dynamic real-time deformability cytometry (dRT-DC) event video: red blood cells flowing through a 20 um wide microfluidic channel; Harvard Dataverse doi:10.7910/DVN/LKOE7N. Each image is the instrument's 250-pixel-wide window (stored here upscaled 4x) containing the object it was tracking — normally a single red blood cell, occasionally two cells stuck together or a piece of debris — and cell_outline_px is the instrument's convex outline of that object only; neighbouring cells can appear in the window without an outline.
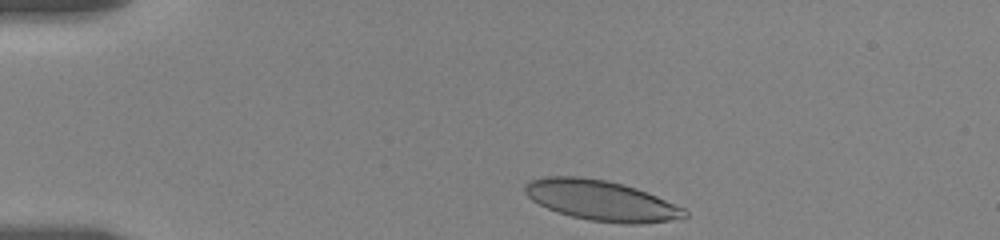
{"species": "human", "species_latin": "Homo sapiens", "temperature_condition": "room temperature", "stored_images_in_passage": 41, "camera_frame_rate_fps": 3000, "um_per_image_px": 0.085, "donor": {"sex": "female"}, "frame": {"image": 1, "passage_image": 1, "time_ms": 0.0, "image_size_px": [1000, 240], "cell_outline_px": [[688, 216], [668, 220], [640, 224], [624, 224], [588, 220], [556, 212], [532, 200], [524, 192], [524, 184], [528, 180], [544, 176], [580, 176], [608, 180], [636, 188], [656, 196], [684, 208], [688, 212]], "centroid_in_image_um": [51.05, 17.03], "position_along_channel_um": 33.9, "area_um2": 37.51}}
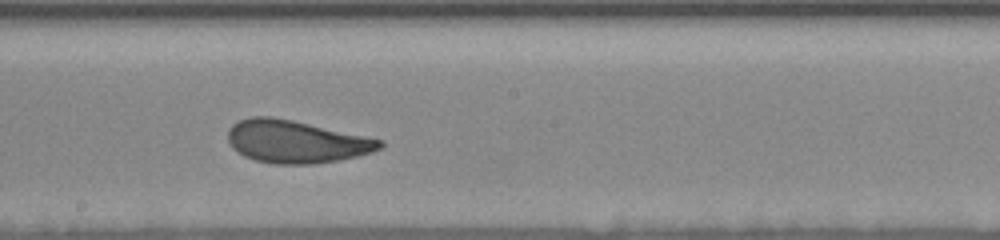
{"frame": {"image": 2, "passage_image": 25, "time_ms": 7.0, "image_size_px": [1000, 240], "cell_outline_px": [[384, 144], [380, 148], [372, 152], [356, 156], [336, 160], [312, 164], [276, 164], [256, 160], [244, 156], [232, 148], [228, 140], [228, 128], [232, 124], [240, 120], [252, 116], [272, 116], [292, 120], [384, 140]], "centroid_in_image_um": [25.14, 12.03], "position_along_channel_um": 223.1, "area_um2": 37.57}}
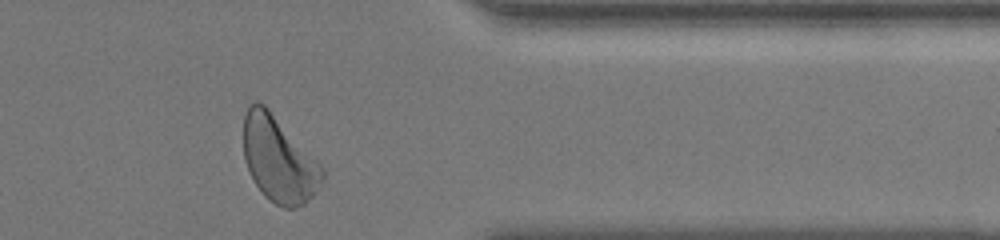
{"frame": {"image": 3, "passage_image": 40, "time_ms": 12.0, "image_size_px": [1000, 240], "cell_outline_px": [[324, 180], [312, 196], [304, 204], [292, 208], [284, 208], [268, 200], [264, 196], [256, 184], [244, 160], [244, 116], [248, 108], [256, 100], [264, 104], [268, 108], [324, 168]], "centroid_in_image_um": [23.7, 13.57], "position_along_channel_um": 387.7, "area_um2": 38.9}, "authors_computed_cell_mechanics": {"area_um2": 37.6856, "velocity_mm_per_s": 3.4949, "shape_relaxation_time_tau1_ms": 3.3138, "shape_relaxation_time_tau2_ms": 1.2256, "deformation_change_tau1": 0.1358, "deformation_change_tau2": 0.0839}}